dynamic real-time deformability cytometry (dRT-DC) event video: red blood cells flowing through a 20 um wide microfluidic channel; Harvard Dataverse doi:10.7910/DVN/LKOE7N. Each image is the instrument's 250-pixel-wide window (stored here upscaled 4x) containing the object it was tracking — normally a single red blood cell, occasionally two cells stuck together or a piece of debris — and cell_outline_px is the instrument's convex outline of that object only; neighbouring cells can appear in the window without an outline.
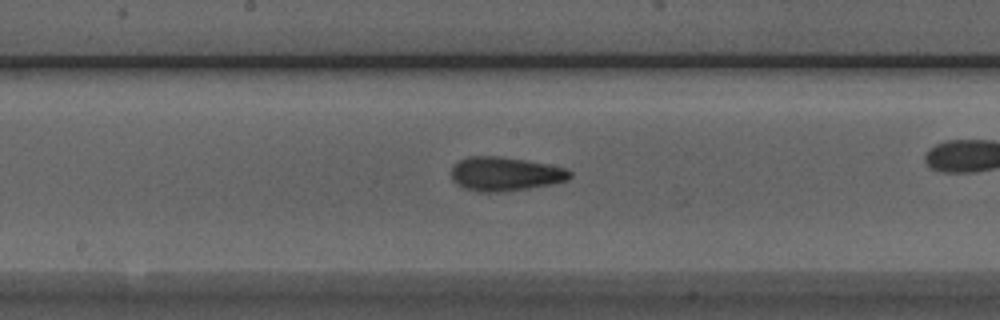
{"species": "Egyptian fruit bat (a non-hibernating species)", "species_latin": "Rousettus aegyptiacus", "temperature_condition": "room temperature", "stored_images_in_passage": 36, "camera_frame_rate_fps": 3000, "um_per_image_px": 0.085, "animal": {"sex": "male"}, "frame": {"image": 1, "passage_image": 21, "time_ms": 6.667, "image_size_px": [1000, 320], "cell_outline_px": [[572, 176], [568, 180], [552, 184], [528, 188], [500, 192], [476, 192], [464, 188], [456, 184], [452, 180], [452, 164], [468, 156], [496, 156], [524, 160], [548, 164], [568, 168], [572, 172]], "centroid_in_image_um": [42.93, 14.79], "position_along_channel_um": 205.3, "area_um2": 23.64}, "authors_computed_cell_mechanics": {"area_um2": 22.3686, "velocity_mm_per_s": 3.9427, "shape_relaxation_time_tau1_ms": 9.6707, "shape_relaxation_time_tau2_ms": 3.2859, "deformation_change_tau1": 0.233, "deformation_change_tau2": 0.118}}